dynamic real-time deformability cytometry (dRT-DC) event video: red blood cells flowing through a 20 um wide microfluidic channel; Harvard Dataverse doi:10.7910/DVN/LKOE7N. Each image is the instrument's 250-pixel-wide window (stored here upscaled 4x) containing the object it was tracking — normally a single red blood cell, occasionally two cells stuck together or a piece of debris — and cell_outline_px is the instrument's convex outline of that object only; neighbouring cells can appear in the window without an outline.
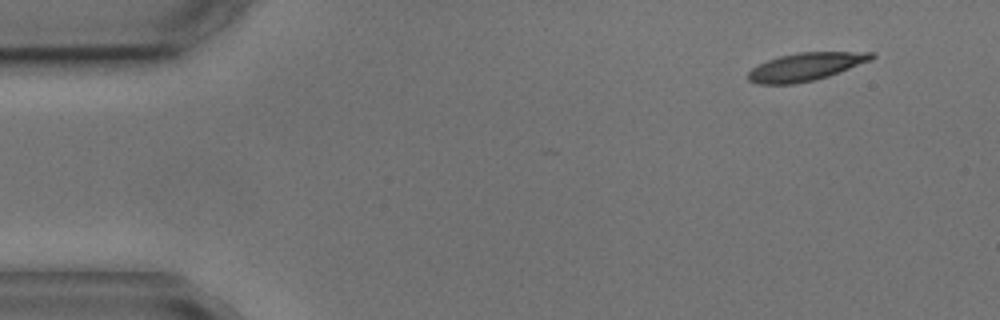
{"species": "common noctule bat (a hibernating species)", "species_latin": "Nyctalus noctula", "temperature_condition": "cold", "stored_images_in_passage": 3, "camera_frame_rate_fps": 3000, "um_per_image_px": 0.085, "animal": {"sex": "male", "body_mass_g": 17.9, "forearm_length_mm": 54.2}, "frame": {"image": 1, "passage_image": 1, "time_ms": 0.0, "image_size_px": [1000, 320], "cell_outline_px": [[876, 56], [872, 60], [828, 76], [816, 80], [792, 84], [760, 84], [748, 80], [748, 72], [752, 68], [768, 60], [780, 56], [800, 52], [876, 52]], "centroid_in_image_um": [68.51, 5.67], "position_along_channel_um": 16.5, "area_um2": 20.0}}